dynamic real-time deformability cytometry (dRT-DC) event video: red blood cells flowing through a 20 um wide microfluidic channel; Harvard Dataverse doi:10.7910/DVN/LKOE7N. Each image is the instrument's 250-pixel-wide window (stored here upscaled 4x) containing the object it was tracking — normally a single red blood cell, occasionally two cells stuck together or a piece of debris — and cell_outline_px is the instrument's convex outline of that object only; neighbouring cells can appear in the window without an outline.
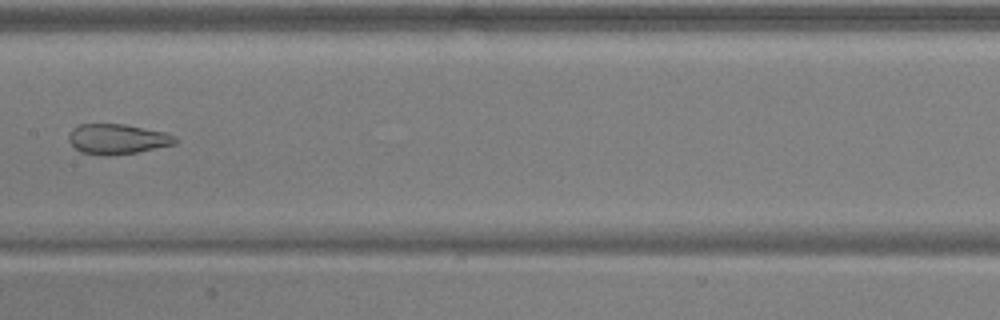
{"species": "common noctule bat (a hibernating species)", "species_latin": "Nyctalus noctula", "temperature_condition": "warm", "stored_images_in_passage": 8, "camera_frame_rate_fps": 3000, "um_per_image_px": 0.085, "animal": {"sex": "male", "body_mass_g": 17.9, "forearm_length_mm": 54.2}, "frame": {"image": 1, "passage_image": 8, "time_ms": 2.333, "image_size_px": [1000, 320], "cell_outline_px": [[180, 140], [176, 144], [136, 152], [112, 156], [100, 156], [80, 152], [68, 140], [68, 136], [72, 128], [80, 124], [124, 124], [164, 132], [176, 136]], "centroid_in_image_um": [9.98, 11.83], "position_along_channel_um": 197.4, "area_um2": 18.9}}